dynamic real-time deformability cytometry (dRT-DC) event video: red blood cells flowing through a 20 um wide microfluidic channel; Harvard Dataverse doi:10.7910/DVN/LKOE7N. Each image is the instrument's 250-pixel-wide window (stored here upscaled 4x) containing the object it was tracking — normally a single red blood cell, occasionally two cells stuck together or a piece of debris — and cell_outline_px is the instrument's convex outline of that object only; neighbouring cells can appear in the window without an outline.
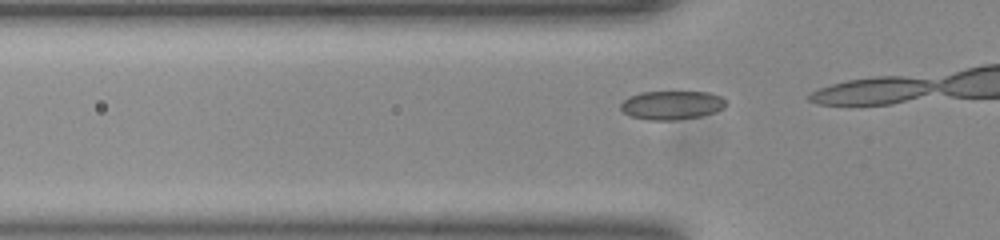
{"species": "common noctule bat (a hibernating species)", "species_latin": "Nyctalus noctula", "temperature_condition": "room temperature", "stored_images_in_passage": 4, "camera_frame_rate_fps": 3000, "um_per_image_px": 0.085, "animal": {"sex": "female", "body_mass_g": 23.0, "forearm_length_mm": 53.4}, "frame": {"image": 1, "passage_image": 2, "time_ms": 0.333, "image_size_px": [1000, 240], "cell_outline_px": [[724, 108], [716, 112], [700, 116], [672, 120], [648, 120], [632, 116], [624, 112], [620, 108], [620, 104], [628, 96], [640, 92], [708, 92], [720, 96], [724, 100]], "centroid_in_image_um": [57.07, 8.93], "position_along_channel_um": 68.7, "area_um2": 17.51}}